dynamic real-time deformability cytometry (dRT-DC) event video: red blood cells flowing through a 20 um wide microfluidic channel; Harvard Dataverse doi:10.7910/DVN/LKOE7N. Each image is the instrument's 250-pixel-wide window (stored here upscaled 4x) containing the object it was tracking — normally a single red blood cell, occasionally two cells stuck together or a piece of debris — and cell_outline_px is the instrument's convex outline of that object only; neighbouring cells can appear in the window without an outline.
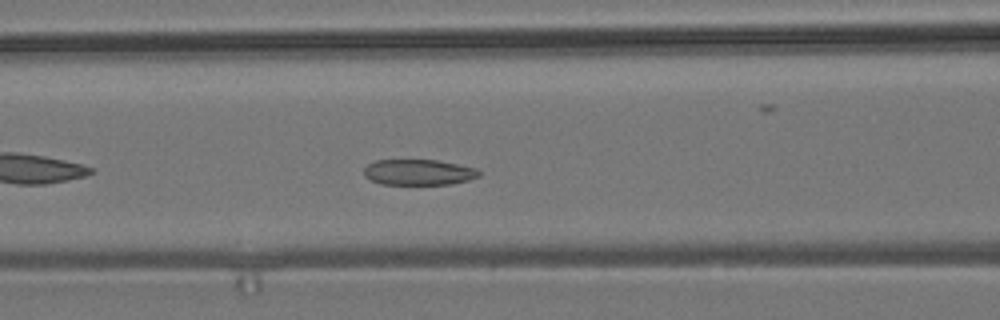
{"species": "common noctule bat (a hibernating species)", "species_latin": "Nyctalus noctula", "temperature_condition": "room temperature", "stored_images_in_passage": 21, "camera_frame_rate_fps": 3000, "um_per_image_px": 0.085, "animal": {"sex": "male", "body_mass_g": 19.2, "forearm_length_mm": 51.8}, "frame": {"image": 1, "passage_image": 9, "time_ms": 2.667, "image_size_px": [1000, 320], "cell_outline_px": [[480, 176], [468, 180], [452, 184], [380, 184], [364, 176], [364, 168], [368, 164], [376, 160], [436, 160], [476, 168], [480, 172]], "centroid_in_image_um": [35.57, 14.64], "position_along_channel_um": 131.0, "area_um2": 17.17}}